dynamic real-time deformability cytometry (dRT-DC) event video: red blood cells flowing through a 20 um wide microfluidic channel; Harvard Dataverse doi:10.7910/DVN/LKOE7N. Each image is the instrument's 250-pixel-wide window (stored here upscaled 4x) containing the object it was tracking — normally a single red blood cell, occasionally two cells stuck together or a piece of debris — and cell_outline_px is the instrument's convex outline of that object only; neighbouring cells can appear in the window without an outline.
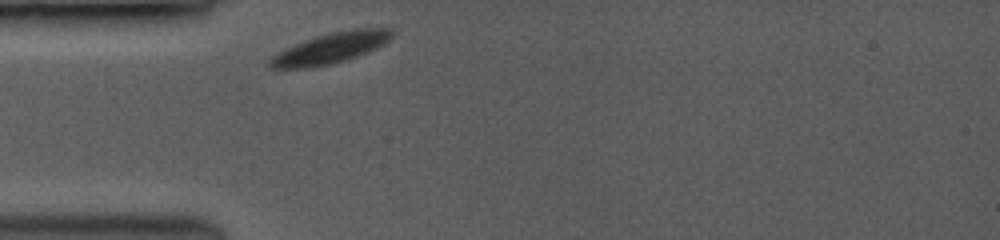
{"species": "common noctule bat (a hibernating species)", "species_latin": "Nyctalus noctula", "temperature_condition": "room temperature", "stored_images_in_passage": 32, "camera_frame_rate_fps": 3500, "um_per_image_px": 0.085, "animal": {"sex": "female", "body_mass_g": 19.0, "forearm_length_mm": 53.3}, "frame": {"image": 1, "passage_image": 1, "time_ms": 0.0, "image_size_px": [1000, 240], "cell_outline_px": [[392, 36], [384, 44], [376, 48], [356, 56], [332, 64], [304, 68], [272, 68], [268, 64], [268, 60], [276, 52], [284, 48], [316, 36], [332, 32], [356, 28], [392, 28]], "centroid_in_image_um": [28.07, 4.08], "position_along_channel_um": 56.9, "area_um2": 21.62}}
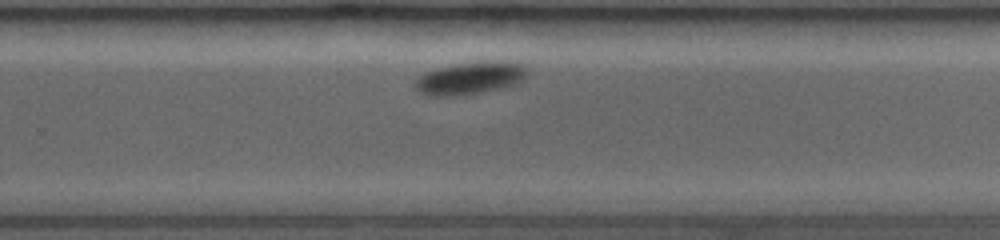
{"frame": {"image": 2, "passage_image": 23, "time_ms": 6.571, "image_size_px": [1000, 240], "cell_outline_px": [[524, 76], [520, 80], [512, 84], [472, 92], [436, 96], [420, 92], [416, 88], [416, 80], [420, 76], [428, 72], [440, 68], [460, 64], [520, 64], [524, 68]], "centroid_in_image_um": [39.82, 6.67], "position_along_channel_um": 290.0, "area_um2": 18.55}}
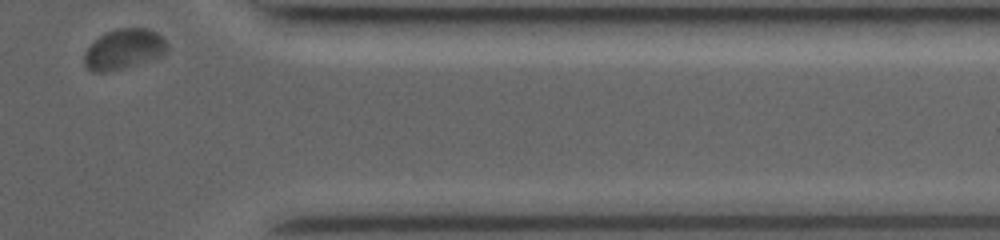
{"frame": {"image": 3, "passage_image": 32, "time_ms": 9.714, "image_size_px": [1000, 240], "cell_outline_px": [[164, 52], [156, 56], [124, 68], [104, 72], [92, 72], [84, 64], [84, 52], [100, 36], [108, 32], [120, 28], [144, 28], [156, 32], [164, 40]], "centroid_in_image_um": [10.44, 4.18], "position_along_channel_um": 401.0, "area_um2": 18.55}, "authors_computed_cell_mechanics": {"area_um2": 20.9525, "velocity_mm_per_s": 3.6263, "shape_relaxation_time_tau1_ms": 1.4058, "shape_relaxation_time_tau2_ms": null, "deformation_change_tau1": 0.0846, "deformation_change_tau2": null}}